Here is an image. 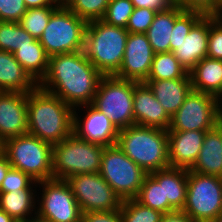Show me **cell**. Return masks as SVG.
Listing matches in <instances>:
<instances>
[{"label": "cell", "mask_w": 222, "mask_h": 222, "mask_svg": "<svg viewBox=\"0 0 222 222\" xmlns=\"http://www.w3.org/2000/svg\"><path fill=\"white\" fill-rule=\"evenodd\" d=\"M102 77L81 50L50 56L47 73L38 86L80 112L81 106L93 103Z\"/></svg>", "instance_id": "obj_1"}, {"label": "cell", "mask_w": 222, "mask_h": 222, "mask_svg": "<svg viewBox=\"0 0 222 222\" xmlns=\"http://www.w3.org/2000/svg\"><path fill=\"white\" fill-rule=\"evenodd\" d=\"M28 133L52 145L73 133V108L39 86L28 92Z\"/></svg>", "instance_id": "obj_2"}, {"label": "cell", "mask_w": 222, "mask_h": 222, "mask_svg": "<svg viewBox=\"0 0 222 222\" xmlns=\"http://www.w3.org/2000/svg\"><path fill=\"white\" fill-rule=\"evenodd\" d=\"M117 145L147 174L170 167L167 130L132 125L119 130Z\"/></svg>", "instance_id": "obj_3"}, {"label": "cell", "mask_w": 222, "mask_h": 222, "mask_svg": "<svg viewBox=\"0 0 222 222\" xmlns=\"http://www.w3.org/2000/svg\"><path fill=\"white\" fill-rule=\"evenodd\" d=\"M129 32L122 27L94 20L87 23L84 53L103 76H113L121 67Z\"/></svg>", "instance_id": "obj_4"}, {"label": "cell", "mask_w": 222, "mask_h": 222, "mask_svg": "<svg viewBox=\"0 0 222 222\" xmlns=\"http://www.w3.org/2000/svg\"><path fill=\"white\" fill-rule=\"evenodd\" d=\"M104 146L83 141L74 133L53 145V179L66 180L76 174L99 173Z\"/></svg>", "instance_id": "obj_5"}, {"label": "cell", "mask_w": 222, "mask_h": 222, "mask_svg": "<svg viewBox=\"0 0 222 222\" xmlns=\"http://www.w3.org/2000/svg\"><path fill=\"white\" fill-rule=\"evenodd\" d=\"M53 145L29 133L5 140L4 154L10 165L36 182L53 179Z\"/></svg>", "instance_id": "obj_6"}, {"label": "cell", "mask_w": 222, "mask_h": 222, "mask_svg": "<svg viewBox=\"0 0 222 222\" xmlns=\"http://www.w3.org/2000/svg\"><path fill=\"white\" fill-rule=\"evenodd\" d=\"M86 26L85 20L61 3L52 12L39 41L49 57L78 52L84 50Z\"/></svg>", "instance_id": "obj_7"}, {"label": "cell", "mask_w": 222, "mask_h": 222, "mask_svg": "<svg viewBox=\"0 0 222 222\" xmlns=\"http://www.w3.org/2000/svg\"><path fill=\"white\" fill-rule=\"evenodd\" d=\"M139 82L103 76L92 105L109 118L118 130L135 125L133 92Z\"/></svg>", "instance_id": "obj_8"}, {"label": "cell", "mask_w": 222, "mask_h": 222, "mask_svg": "<svg viewBox=\"0 0 222 222\" xmlns=\"http://www.w3.org/2000/svg\"><path fill=\"white\" fill-rule=\"evenodd\" d=\"M99 174L121 200L135 199L148 175L117 144L104 147Z\"/></svg>", "instance_id": "obj_9"}, {"label": "cell", "mask_w": 222, "mask_h": 222, "mask_svg": "<svg viewBox=\"0 0 222 222\" xmlns=\"http://www.w3.org/2000/svg\"><path fill=\"white\" fill-rule=\"evenodd\" d=\"M182 211L194 222H212L222 213V177L188 170L186 202Z\"/></svg>", "instance_id": "obj_10"}, {"label": "cell", "mask_w": 222, "mask_h": 222, "mask_svg": "<svg viewBox=\"0 0 222 222\" xmlns=\"http://www.w3.org/2000/svg\"><path fill=\"white\" fill-rule=\"evenodd\" d=\"M222 107L212 94L191 90L171 117L167 131H208L221 120Z\"/></svg>", "instance_id": "obj_11"}, {"label": "cell", "mask_w": 222, "mask_h": 222, "mask_svg": "<svg viewBox=\"0 0 222 222\" xmlns=\"http://www.w3.org/2000/svg\"><path fill=\"white\" fill-rule=\"evenodd\" d=\"M82 213L120 209L122 200L99 173L76 174L65 180Z\"/></svg>", "instance_id": "obj_12"}, {"label": "cell", "mask_w": 222, "mask_h": 222, "mask_svg": "<svg viewBox=\"0 0 222 222\" xmlns=\"http://www.w3.org/2000/svg\"><path fill=\"white\" fill-rule=\"evenodd\" d=\"M37 185L43 188L36 207L39 217L50 222H82L80 206L65 180L39 181Z\"/></svg>", "instance_id": "obj_13"}, {"label": "cell", "mask_w": 222, "mask_h": 222, "mask_svg": "<svg viewBox=\"0 0 222 222\" xmlns=\"http://www.w3.org/2000/svg\"><path fill=\"white\" fill-rule=\"evenodd\" d=\"M82 108H86L84 118L78 116L76 108L73 109V133L83 141L104 147L117 144L119 130L112 121L92 104Z\"/></svg>", "instance_id": "obj_14"}, {"label": "cell", "mask_w": 222, "mask_h": 222, "mask_svg": "<svg viewBox=\"0 0 222 222\" xmlns=\"http://www.w3.org/2000/svg\"><path fill=\"white\" fill-rule=\"evenodd\" d=\"M154 55L145 33H129L121 67L114 76L139 83L145 82Z\"/></svg>", "instance_id": "obj_15"}, {"label": "cell", "mask_w": 222, "mask_h": 222, "mask_svg": "<svg viewBox=\"0 0 222 222\" xmlns=\"http://www.w3.org/2000/svg\"><path fill=\"white\" fill-rule=\"evenodd\" d=\"M28 93L0 92V137L5 141L28 133Z\"/></svg>", "instance_id": "obj_16"}, {"label": "cell", "mask_w": 222, "mask_h": 222, "mask_svg": "<svg viewBox=\"0 0 222 222\" xmlns=\"http://www.w3.org/2000/svg\"><path fill=\"white\" fill-rule=\"evenodd\" d=\"M208 36L209 15H204L185 38L178 43L170 44V51L187 73L207 57Z\"/></svg>", "instance_id": "obj_17"}, {"label": "cell", "mask_w": 222, "mask_h": 222, "mask_svg": "<svg viewBox=\"0 0 222 222\" xmlns=\"http://www.w3.org/2000/svg\"><path fill=\"white\" fill-rule=\"evenodd\" d=\"M135 125L168 130L171 117L155 98L153 91L144 82L138 83L133 92Z\"/></svg>", "instance_id": "obj_18"}, {"label": "cell", "mask_w": 222, "mask_h": 222, "mask_svg": "<svg viewBox=\"0 0 222 222\" xmlns=\"http://www.w3.org/2000/svg\"><path fill=\"white\" fill-rule=\"evenodd\" d=\"M170 167L190 170L196 162L206 131H167Z\"/></svg>", "instance_id": "obj_19"}, {"label": "cell", "mask_w": 222, "mask_h": 222, "mask_svg": "<svg viewBox=\"0 0 222 222\" xmlns=\"http://www.w3.org/2000/svg\"><path fill=\"white\" fill-rule=\"evenodd\" d=\"M144 83L153 91L155 98L170 117L178 111L192 90L189 73L183 78L146 80Z\"/></svg>", "instance_id": "obj_20"}, {"label": "cell", "mask_w": 222, "mask_h": 222, "mask_svg": "<svg viewBox=\"0 0 222 222\" xmlns=\"http://www.w3.org/2000/svg\"><path fill=\"white\" fill-rule=\"evenodd\" d=\"M190 171L222 177L221 120L206 131L199 156Z\"/></svg>", "instance_id": "obj_21"}, {"label": "cell", "mask_w": 222, "mask_h": 222, "mask_svg": "<svg viewBox=\"0 0 222 222\" xmlns=\"http://www.w3.org/2000/svg\"><path fill=\"white\" fill-rule=\"evenodd\" d=\"M37 86L13 53L0 50V92L28 93Z\"/></svg>", "instance_id": "obj_22"}, {"label": "cell", "mask_w": 222, "mask_h": 222, "mask_svg": "<svg viewBox=\"0 0 222 222\" xmlns=\"http://www.w3.org/2000/svg\"><path fill=\"white\" fill-rule=\"evenodd\" d=\"M150 175L158 183H163L164 201L175 210H182L186 202L188 170L168 167Z\"/></svg>", "instance_id": "obj_23"}, {"label": "cell", "mask_w": 222, "mask_h": 222, "mask_svg": "<svg viewBox=\"0 0 222 222\" xmlns=\"http://www.w3.org/2000/svg\"><path fill=\"white\" fill-rule=\"evenodd\" d=\"M183 12L184 10L178 5H173L165 11L155 14L153 22L145 33L155 54L170 52L171 32L175 20Z\"/></svg>", "instance_id": "obj_24"}, {"label": "cell", "mask_w": 222, "mask_h": 222, "mask_svg": "<svg viewBox=\"0 0 222 222\" xmlns=\"http://www.w3.org/2000/svg\"><path fill=\"white\" fill-rule=\"evenodd\" d=\"M192 89L215 95L222 85V60L204 58L189 72Z\"/></svg>", "instance_id": "obj_25"}, {"label": "cell", "mask_w": 222, "mask_h": 222, "mask_svg": "<svg viewBox=\"0 0 222 222\" xmlns=\"http://www.w3.org/2000/svg\"><path fill=\"white\" fill-rule=\"evenodd\" d=\"M13 54L29 76L39 84L47 73L49 62V56L39 39L19 47Z\"/></svg>", "instance_id": "obj_26"}, {"label": "cell", "mask_w": 222, "mask_h": 222, "mask_svg": "<svg viewBox=\"0 0 222 222\" xmlns=\"http://www.w3.org/2000/svg\"><path fill=\"white\" fill-rule=\"evenodd\" d=\"M34 192V189L0 192V208L17 222L23 221L31 217L32 213L36 214L37 195Z\"/></svg>", "instance_id": "obj_27"}, {"label": "cell", "mask_w": 222, "mask_h": 222, "mask_svg": "<svg viewBox=\"0 0 222 222\" xmlns=\"http://www.w3.org/2000/svg\"><path fill=\"white\" fill-rule=\"evenodd\" d=\"M142 205L160 211L162 214L176 211L168 201H164L163 183H158L148 174L135 198Z\"/></svg>", "instance_id": "obj_28"}, {"label": "cell", "mask_w": 222, "mask_h": 222, "mask_svg": "<svg viewBox=\"0 0 222 222\" xmlns=\"http://www.w3.org/2000/svg\"><path fill=\"white\" fill-rule=\"evenodd\" d=\"M186 74L185 69L170 51L154 55L147 80L178 79Z\"/></svg>", "instance_id": "obj_29"}, {"label": "cell", "mask_w": 222, "mask_h": 222, "mask_svg": "<svg viewBox=\"0 0 222 222\" xmlns=\"http://www.w3.org/2000/svg\"><path fill=\"white\" fill-rule=\"evenodd\" d=\"M34 40L19 23L0 21V50L14 53L19 47L29 45Z\"/></svg>", "instance_id": "obj_30"}, {"label": "cell", "mask_w": 222, "mask_h": 222, "mask_svg": "<svg viewBox=\"0 0 222 222\" xmlns=\"http://www.w3.org/2000/svg\"><path fill=\"white\" fill-rule=\"evenodd\" d=\"M58 6L59 5H48L45 7L28 8L23 14L19 24L32 37L39 39L48 25L52 12Z\"/></svg>", "instance_id": "obj_31"}, {"label": "cell", "mask_w": 222, "mask_h": 222, "mask_svg": "<svg viewBox=\"0 0 222 222\" xmlns=\"http://www.w3.org/2000/svg\"><path fill=\"white\" fill-rule=\"evenodd\" d=\"M110 0H62V3L87 23L103 19Z\"/></svg>", "instance_id": "obj_32"}, {"label": "cell", "mask_w": 222, "mask_h": 222, "mask_svg": "<svg viewBox=\"0 0 222 222\" xmlns=\"http://www.w3.org/2000/svg\"><path fill=\"white\" fill-rule=\"evenodd\" d=\"M122 222H160L162 213L146 207L136 199L122 200L120 207Z\"/></svg>", "instance_id": "obj_33"}, {"label": "cell", "mask_w": 222, "mask_h": 222, "mask_svg": "<svg viewBox=\"0 0 222 222\" xmlns=\"http://www.w3.org/2000/svg\"><path fill=\"white\" fill-rule=\"evenodd\" d=\"M134 5L131 0H110L103 21L126 29Z\"/></svg>", "instance_id": "obj_34"}, {"label": "cell", "mask_w": 222, "mask_h": 222, "mask_svg": "<svg viewBox=\"0 0 222 222\" xmlns=\"http://www.w3.org/2000/svg\"><path fill=\"white\" fill-rule=\"evenodd\" d=\"M204 16L197 11H184L174 23L170 44L178 43L187 36L192 27Z\"/></svg>", "instance_id": "obj_35"}, {"label": "cell", "mask_w": 222, "mask_h": 222, "mask_svg": "<svg viewBox=\"0 0 222 222\" xmlns=\"http://www.w3.org/2000/svg\"><path fill=\"white\" fill-rule=\"evenodd\" d=\"M37 187L38 182L32 179L28 174L21 170L11 167L0 186V192H10L18 189H33ZM33 186V187H32Z\"/></svg>", "instance_id": "obj_36"}, {"label": "cell", "mask_w": 222, "mask_h": 222, "mask_svg": "<svg viewBox=\"0 0 222 222\" xmlns=\"http://www.w3.org/2000/svg\"><path fill=\"white\" fill-rule=\"evenodd\" d=\"M157 11L149 8H134L129 17L126 30L129 33H146Z\"/></svg>", "instance_id": "obj_37"}, {"label": "cell", "mask_w": 222, "mask_h": 222, "mask_svg": "<svg viewBox=\"0 0 222 222\" xmlns=\"http://www.w3.org/2000/svg\"><path fill=\"white\" fill-rule=\"evenodd\" d=\"M207 57L222 60V23L210 15Z\"/></svg>", "instance_id": "obj_38"}, {"label": "cell", "mask_w": 222, "mask_h": 222, "mask_svg": "<svg viewBox=\"0 0 222 222\" xmlns=\"http://www.w3.org/2000/svg\"><path fill=\"white\" fill-rule=\"evenodd\" d=\"M26 10L24 0H0V21L19 23Z\"/></svg>", "instance_id": "obj_39"}, {"label": "cell", "mask_w": 222, "mask_h": 222, "mask_svg": "<svg viewBox=\"0 0 222 222\" xmlns=\"http://www.w3.org/2000/svg\"><path fill=\"white\" fill-rule=\"evenodd\" d=\"M177 5L184 11H197L214 16V0H179Z\"/></svg>", "instance_id": "obj_40"}, {"label": "cell", "mask_w": 222, "mask_h": 222, "mask_svg": "<svg viewBox=\"0 0 222 222\" xmlns=\"http://www.w3.org/2000/svg\"><path fill=\"white\" fill-rule=\"evenodd\" d=\"M82 222H122L120 209L82 213Z\"/></svg>", "instance_id": "obj_41"}, {"label": "cell", "mask_w": 222, "mask_h": 222, "mask_svg": "<svg viewBox=\"0 0 222 222\" xmlns=\"http://www.w3.org/2000/svg\"><path fill=\"white\" fill-rule=\"evenodd\" d=\"M134 8H149L157 12L165 11L174 4L170 0H131Z\"/></svg>", "instance_id": "obj_42"}, {"label": "cell", "mask_w": 222, "mask_h": 222, "mask_svg": "<svg viewBox=\"0 0 222 222\" xmlns=\"http://www.w3.org/2000/svg\"><path fill=\"white\" fill-rule=\"evenodd\" d=\"M160 222H194L184 211L176 210L162 215Z\"/></svg>", "instance_id": "obj_43"}, {"label": "cell", "mask_w": 222, "mask_h": 222, "mask_svg": "<svg viewBox=\"0 0 222 222\" xmlns=\"http://www.w3.org/2000/svg\"><path fill=\"white\" fill-rule=\"evenodd\" d=\"M26 8L45 7L48 5H60L62 2L55 0H24Z\"/></svg>", "instance_id": "obj_44"}, {"label": "cell", "mask_w": 222, "mask_h": 222, "mask_svg": "<svg viewBox=\"0 0 222 222\" xmlns=\"http://www.w3.org/2000/svg\"><path fill=\"white\" fill-rule=\"evenodd\" d=\"M12 166L10 165L8 158L5 154L0 156V186L2 184L3 179L6 177L8 170Z\"/></svg>", "instance_id": "obj_45"}, {"label": "cell", "mask_w": 222, "mask_h": 222, "mask_svg": "<svg viewBox=\"0 0 222 222\" xmlns=\"http://www.w3.org/2000/svg\"><path fill=\"white\" fill-rule=\"evenodd\" d=\"M0 222H17V221L0 208Z\"/></svg>", "instance_id": "obj_46"}, {"label": "cell", "mask_w": 222, "mask_h": 222, "mask_svg": "<svg viewBox=\"0 0 222 222\" xmlns=\"http://www.w3.org/2000/svg\"><path fill=\"white\" fill-rule=\"evenodd\" d=\"M20 222H50V221L42 217H39L37 214H34V217L26 218L25 220L20 221Z\"/></svg>", "instance_id": "obj_47"}, {"label": "cell", "mask_w": 222, "mask_h": 222, "mask_svg": "<svg viewBox=\"0 0 222 222\" xmlns=\"http://www.w3.org/2000/svg\"><path fill=\"white\" fill-rule=\"evenodd\" d=\"M222 8V0H214V15Z\"/></svg>", "instance_id": "obj_48"}, {"label": "cell", "mask_w": 222, "mask_h": 222, "mask_svg": "<svg viewBox=\"0 0 222 222\" xmlns=\"http://www.w3.org/2000/svg\"><path fill=\"white\" fill-rule=\"evenodd\" d=\"M216 97V100L218 101L219 105L222 107V85L220 90L214 95Z\"/></svg>", "instance_id": "obj_49"}, {"label": "cell", "mask_w": 222, "mask_h": 222, "mask_svg": "<svg viewBox=\"0 0 222 222\" xmlns=\"http://www.w3.org/2000/svg\"><path fill=\"white\" fill-rule=\"evenodd\" d=\"M5 141L0 137V156L4 154Z\"/></svg>", "instance_id": "obj_50"}, {"label": "cell", "mask_w": 222, "mask_h": 222, "mask_svg": "<svg viewBox=\"0 0 222 222\" xmlns=\"http://www.w3.org/2000/svg\"><path fill=\"white\" fill-rule=\"evenodd\" d=\"M212 222H222V213L219 214Z\"/></svg>", "instance_id": "obj_51"}, {"label": "cell", "mask_w": 222, "mask_h": 222, "mask_svg": "<svg viewBox=\"0 0 222 222\" xmlns=\"http://www.w3.org/2000/svg\"><path fill=\"white\" fill-rule=\"evenodd\" d=\"M215 18H222V8L214 15Z\"/></svg>", "instance_id": "obj_52"}, {"label": "cell", "mask_w": 222, "mask_h": 222, "mask_svg": "<svg viewBox=\"0 0 222 222\" xmlns=\"http://www.w3.org/2000/svg\"><path fill=\"white\" fill-rule=\"evenodd\" d=\"M174 5H177L179 0H170Z\"/></svg>", "instance_id": "obj_53"}, {"label": "cell", "mask_w": 222, "mask_h": 222, "mask_svg": "<svg viewBox=\"0 0 222 222\" xmlns=\"http://www.w3.org/2000/svg\"><path fill=\"white\" fill-rule=\"evenodd\" d=\"M220 23H222V18H216Z\"/></svg>", "instance_id": "obj_54"}, {"label": "cell", "mask_w": 222, "mask_h": 222, "mask_svg": "<svg viewBox=\"0 0 222 222\" xmlns=\"http://www.w3.org/2000/svg\"><path fill=\"white\" fill-rule=\"evenodd\" d=\"M221 135H222V119H221Z\"/></svg>", "instance_id": "obj_55"}]
</instances>
